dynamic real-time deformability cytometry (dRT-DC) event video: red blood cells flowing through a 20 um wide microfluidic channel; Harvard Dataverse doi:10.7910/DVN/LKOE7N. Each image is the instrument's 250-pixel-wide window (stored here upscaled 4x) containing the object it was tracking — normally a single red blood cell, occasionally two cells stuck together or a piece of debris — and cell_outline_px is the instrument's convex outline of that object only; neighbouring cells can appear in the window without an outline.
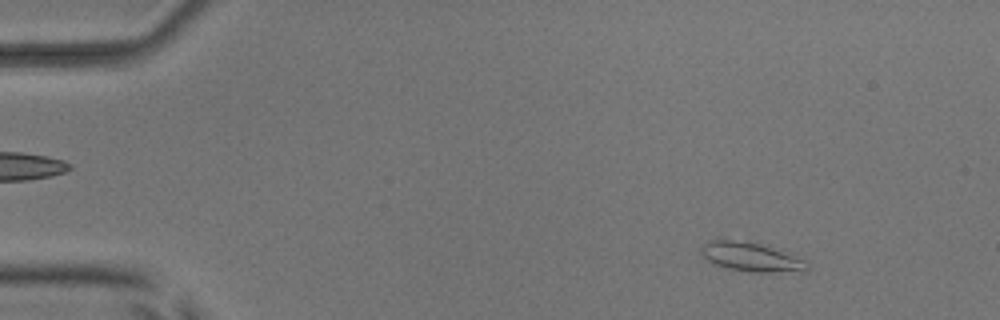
{"species": "common noctule bat (a hibernating species)", "species_latin": "Nyctalus noctula", "temperature_condition": "room temperature", "stored_images_in_passage": 4, "camera_frame_rate_fps": 3000, "um_per_image_px": 0.085, "animal": {"sex": "male", "body_mass_g": 17.9, "forearm_length_mm": 54.2}, "frame": {"image": 1, "passage_image": 1, "time_ms": 0.0, "image_size_px": [1000, 320], "cell_outline_px": [[812, 268], [804, 272], [748, 272], [728, 268], [712, 264], [700, 252], [700, 248], [708, 240], [720, 236], [724, 236], [756, 240], [784, 248], [804, 260]], "centroid_in_image_um": [63.88, 21.75], "position_along_channel_um": 21.1, "area_um2": 19.88}}